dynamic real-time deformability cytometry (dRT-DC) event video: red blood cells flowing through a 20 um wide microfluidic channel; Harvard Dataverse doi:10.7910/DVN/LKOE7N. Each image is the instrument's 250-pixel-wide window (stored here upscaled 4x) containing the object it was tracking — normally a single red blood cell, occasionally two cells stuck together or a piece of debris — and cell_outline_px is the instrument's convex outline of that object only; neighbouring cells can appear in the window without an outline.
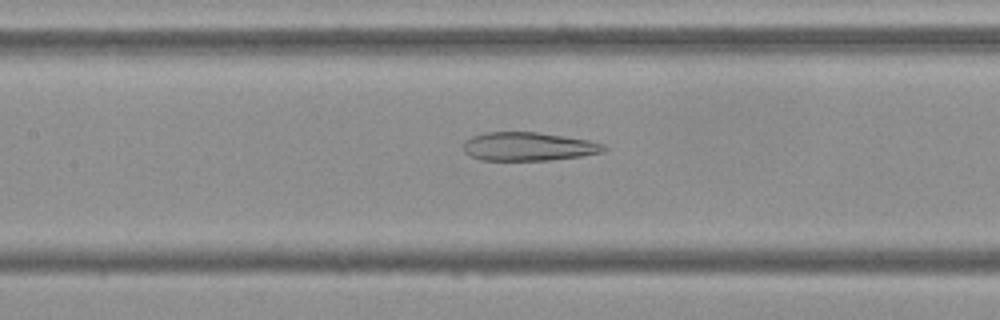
{"species": "Egyptian fruit bat (a non-hibernating species)", "species_latin": "Rousettus aegyptiacus", "temperature_condition": "cold", "stored_images_in_passage": 54, "camera_frame_rate_fps": 3000, "um_per_image_px": 0.085, "frame": {"image": 1, "passage_image": 24, "time_ms": 7.667, "image_size_px": [1000, 320], "cell_outline_px": [[608, 148], [604, 152], [580, 156], [548, 160], [480, 160], [464, 152], [464, 140], [472, 136], [484, 132], [536, 132], [588, 140], [604, 144]], "centroid_in_image_um": [44.9, 12.45], "position_along_channel_um": 162.5, "area_um2": 23.29}}
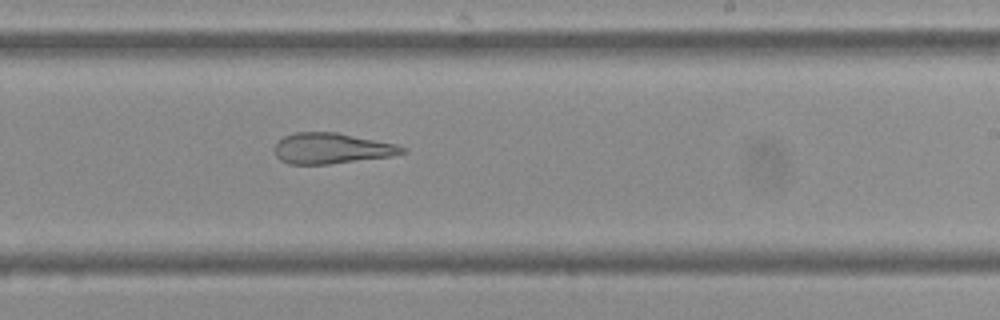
{"frame": {"image": 2, "passage_image": 32, "time_ms": 10.333, "image_size_px": [1000, 320], "cell_outline_px": [[408, 152], [392, 156], [328, 164], [288, 164], [280, 160], [276, 156], [272, 148], [276, 140], [284, 136], [296, 132], [336, 132], [396, 144], [408, 148]], "centroid_in_image_um": [28.16, 12.61], "position_along_channel_um": 260.8, "area_um2": 23.12}}
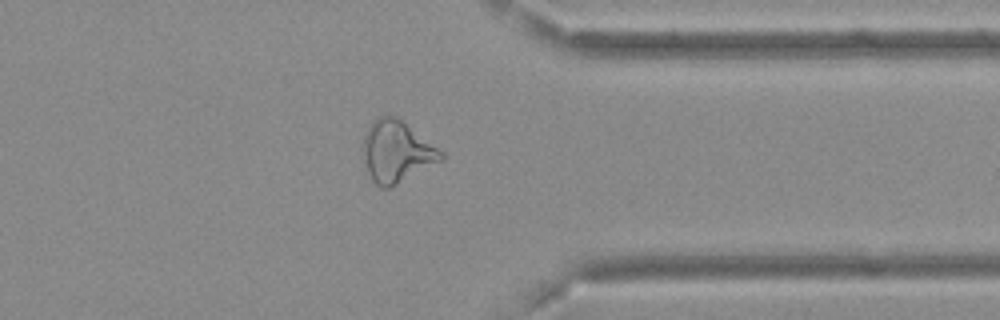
{"frame": {"image": 3, "passage_image": 42, "time_ms": 13.667, "image_size_px": [1000, 320], "cell_outline_px": [[444, 160], [388, 188], [380, 188], [372, 180], [368, 172], [360, 148], [364, 136], [372, 120], [380, 116], [396, 116], [444, 152]], "centroid_in_image_um": [33.69, 12.88], "position_along_channel_um": 377.7, "area_um2": 28.03}, "authors_computed_cell_mechanics": {"area_um2": 28.9, "velocity_mm_per_s": 3.6959, "shape_relaxation_time_tau1_ms": null, "shape_relaxation_time_tau2_ms": 4.4074, "deformation_change_tau1": null, "deformation_change_tau2": 0.1692}}